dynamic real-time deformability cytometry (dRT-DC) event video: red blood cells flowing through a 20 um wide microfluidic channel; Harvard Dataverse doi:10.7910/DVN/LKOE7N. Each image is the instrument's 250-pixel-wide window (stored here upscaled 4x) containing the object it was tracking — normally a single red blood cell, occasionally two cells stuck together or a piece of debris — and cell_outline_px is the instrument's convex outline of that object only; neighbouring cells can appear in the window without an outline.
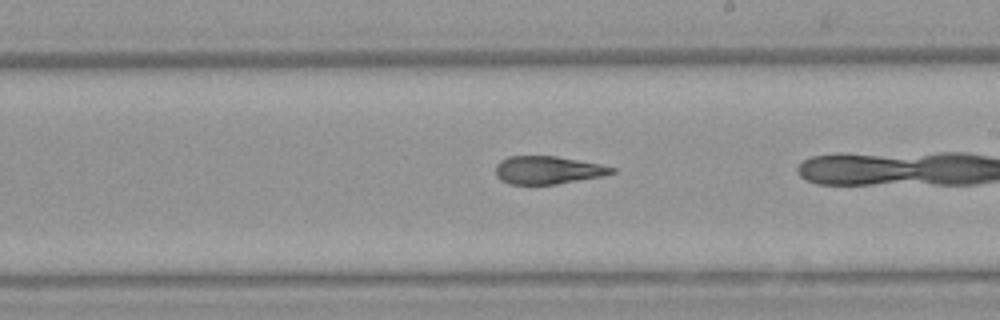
{"species": "Egyptian fruit bat (a non-hibernating species)", "species_latin": "Rousettus aegyptiacus", "temperature_condition": "warm", "stored_images_in_passage": 16, "camera_frame_rate_fps": 3000, "um_per_image_px": 0.085, "animal": {"sex": "female"}, "frame": {"image": 1, "passage_image": 14, "time_ms": 4.333, "image_size_px": [1000, 320], "cell_outline_px": [[616, 172], [604, 176], [556, 184], [508, 184], [500, 180], [496, 176], [496, 164], [500, 160], [508, 156], [556, 156], [600, 164], [616, 168]], "centroid_in_image_um": [46.56, 14.46], "position_along_channel_um": 242.4, "area_um2": 19.02}}